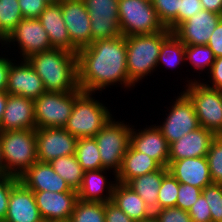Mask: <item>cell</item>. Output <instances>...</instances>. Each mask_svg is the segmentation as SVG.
<instances>
[{
	"label": "cell",
	"mask_w": 222,
	"mask_h": 222,
	"mask_svg": "<svg viewBox=\"0 0 222 222\" xmlns=\"http://www.w3.org/2000/svg\"><path fill=\"white\" fill-rule=\"evenodd\" d=\"M126 57V38L123 35L98 40L78 50L79 88L84 92L105 94L109 88L120 87L121 92L128 94L136 87L129 81Z\"/></svg>",
	"instance_id": "cell-1"
},
{
	"label": "cell",
	"mask_w": 222,
	"mask_h": 222,
	"mask_svg": "<svg viewBox=\"0 0 222 222\" xmlns=\"http://www.w3.org/2000/svg\"><path fill=\"white\" fill-rule=\"evenodd\" d=\"M26 60L42 79L46 92H73L79 88L77 53L53 48Z\"/></svg>",
	"instance_id": "cell-2"
},
{
	"label": "cell",
	"mask_w": 222,
	"mask_h": 222,
	"mask_svg": "<svg viewBox=\"0 0 222 222\" xmlns=\"http://www.w3.org/2000/svg\"><path fill=\"white\" fill-rule=\"evenodd\" d=\"M100 94L102 95V93L84 92L80 88L75 91L72 114L64 129L77 139L95 137L116 113L112 112L114 110L111 105L105 102Z\"/></svg>",
	"instance_id": "cell-3"
},
{
	"label": "cell",
	"mask_w": 222,
	"mask_h": 222,
	"mask_svg": "<svg viewBox=\"0 0 222 222\" xmlns=\"http://www.w3.org/2000/svg\"><path fill=\"white\" fill-rule=\"evenodd\" d=\"M171 33L172 31L165 28L153 34L125 37L127 72L129 81L135 87H138L145 79L152 78V75L156 73L161 45Z\"/></svg>",
	"instance_id": "cell-4"
},
{
	"label": "cell",
	"mask_w": 222,
	"mask_h": 222,
	"mask_svg": "<svg viewBox=\"0 0 222 222\" xmlns=\"http://www.w3.org/2000/svg\"><path fill=\"white\" fill-rule=\"evenodd\" d=\"M5 175L19 178L37 160L36 129L0 131Z\"/></svg>",
	"instance_id": "cell-5"
},
{
	"label": "cell",
	"mask_w": 222,
	"mask_h": 222,
	"mask_svg": "<svg viewBox=\"0 0 222 222\" xmlns=\"http://www.w3.org/2000/svg\"><path fill=\"white\" fill-rule=\"evenodd\" d=\"M115 115L95 135L94 139L98 145L102 167L118 173L121 168L122 159L130 146V135L132 124L130 121L122 120Z\"/></svg>",
	"instance_id": "cell-6"
},
{
	"label": "cell",
	"mask_w": 222,
	"mask_h": 222,
	"mask_svg": "<svg viewBox=\"0 0 222 222\" xmlns=\"http://www.w3.org/2000/svg\"><path fill=\"white\" fill-rule=\"evenodd\" d=\"M179 92L173 99H171L172 97L168 99L171 102H169L170 104L168 103L169 106H163L165 108L164 111L160 109L162 113L165 112V114H161L165 118L162 121L158 118L159 124H155L169 145L200 127L192 101L182 90Z\"/></svg>",
	"instance_id": "cell-7"
},
{
	"label": "cell",
	"mask_w": 222,
	"mask_h": 222,
	"mask_svg": "<svg viewBox=\"0 0 222 222\" xmlns=\"http://www.w3.org/2000/svg\"><path fill=\"white\" fill-rule=\"evenodd\" d=\"M180 88L192 101L199 125L222 135V91L206 86L202 81H193Z\"/></svg>",
	"instance_id": "cell-8"
},
{
	"label": "cell",
	"mask_w": 222,
	"mask_h": 222,
	"mask_svg": "<svg viewBox=\"0 0 222 222\" xmlns=\"http://www.w3.org/2000/svg\"><path fill=\"white\" fill-rule=\"evenodd\" d=\"M119 27L123 36L153 34L165 29L151 0H119Z\"/></svg>",
	"instance_id": "cell-9"
},
{
	"label": "cell",
	"mask_w": 222,
	"mask_h": 222,
	"mask_svg": "<svg viewBox=\"0 0 222 222\" xmlns=\"http://www.w3.org/2000/svg\"><path fill=\"white\" fill-rule=\"evenodd\" d=\"M3 48L12 50L10 53L14 54L16 59H27L35 53L53 49L48 34L38 18H23L10 32Z\"/></svg>",
	"instance_id": "cell-10"
},
{
	"label": "cell",
	"mask_w": 222,
	"mask_h": 222,
	"mask_svg": "<svg viewBox=\"0 0 222 222\" xmlns=\"http://www.w3.org/2000/svg\"><path fill=\"white\" fill-rule=\"evenodd\" d=\"M73 92H44L34 100L36 129L64 128L72 114Z\"/></svg>",
	"instance_id": "cell-11"
},
{
	"label": "cell",
	"mask_w": 222,
	"mask_h": 222,
	"mask_svg": "<svg viewBox=\"0 0 222 222\" xmlns=\"http://www.w3.org/2000/svg\"><path fill=\"white\" fill-rule=\"evenodd\" d=\"M90 15L91 43L121 36L119 0H83Z\"/></svg>",
	"instance_id": "cell-12"
},
{
	"label": "cell",
	"mask_w": 222,
	"mask_h": 222,
	"mask_svg": "<svg viewBox=\"0 0 222 222\" xmlns=\"http://www.w3.org/2000/svg\"><path fill=\"white\" fill-rule=\"evenodd\" d=\"M77 140L64 128L36 129L37 160L49 163L61 156L73 155Z\"/></svg>",
	"instance_id": "cell-13"
},
{
	"label": "cell",
	"mask_w": 222,
	"mask_h": 222,
	"mask_svg": "<svg viewBox=\"0 0 222 222\" xmlns=\"http://www.w3.org/2000/svg\"><path fill=\"white\" fill-rule=\"evenodd\" d=\"M63 19L71 40V52L91 44L90 15L83 0L60 1Z\"/></svg>",
	"instance_id": "cell-14"
},
{
	"label": "cell",
	"mask_w": 222,
	"mask_h": 222,
	"mask_svg": "<svg viewBox=\"0 0 222 222\" xmlns=\"http://www.w3.org/2000/svg\"><path fill=\"white\" fill-rule=\"evenodd\" d=\"M150 125L147 123L139 125L132 124L130 145L141 153L149 155L155 159L162 167H168L169 159V144L162 135L160 129L153 124L155 120L151 121ZM143 126V127H142ZM136 127V128H135Z\"/></svg>",
	"instance_id": "cell-15"
},
{
	"label": "cell",
	"mask_w": 222,
	"mask_h": 222,
	"mask_svg": "<svg viewBox=\"0 0 222 222\" xmlns=\"http://www.w3.org/2000/svg\"><path fill=\"white\" fill-rule=\"evenodd\" d=\"M6 92L36 100L45 91L40 76L26 59H15L10 66Z\"/></svg>",
	"instance_id": "cell-16"
},
{
	"label": "cell",
	"mask_w": 222,
	"mask_h": 222,
	"mask_svg": "<svg viewBox=\"0 0 222 222\" xmlns=\"http://www.w3.org/2000/svg\"><path fill=\"white\" fill-rule=\"evenodd\" d=\"M222 15L201 10L181 23L172 33L185 45H207Z\"/></svg>",
	"instance_id": "cell-17"
},
{
	"label": "cell",
	"mask_w": 222,
	"mask_h": 222,
	"mask_svg": "<svg viewBox=\"0 0 222 222\" xmlns=\"http://www.w3.org/2000/svg\"><path fill=\"white\" fill-rule=\"evenodd\" d=\"M43 220L69 222L78 200L77 192L33 191Z\"/></svg>",
	"instance_id": "cell-18"
},
{
	"label": "cell",
	"mask_w": 222,
	"mask_h": 222,
	"mask_svg": "<svg viewBox=\"0 0 222 222\" xmlns=\"http://www.w3.org/2000/svg\"><path fill=\"white\" fill-rule=\"evenodd\" d=\"M116 183V174L111 170L85 171L81 187L77 190L78 199L91 202H110Z\"/></svg>",
	"instance_id": "cell-19"
},
{
	"label": "cell",
	"mask_w": 222,
	"mask_h": 222,
	"mask_svg": "<svg viewBox=\"0 0 222 222\" xmlns=\"http://www.w3.org/2000/svg\"><path fill=\"white\" fill-rule=\"evenodd\" d=\"M4 220L6 222H41L43 220L33 191L20 180L11 188Z\"/></svg>",
	"instance_id": "cell-20"
},
{
	"label": "cell",
	"mask_w": 222,
	"mask_h": 222,
	"mask_svg": "<svg viewBox=\"0 0 222 222\" xmlns=\"http://www.w3.org/2000/svg\"><path fill=\"white\" fill-rule=\"evenodd\" d=\"M36 129L34 100L8 94L0 131Z\"/></svg>",
	"instance_id": "cell-21"
},
{
	"label": "cell",
	"mask_w": 222,
	"mask_h": 222,
	"mask_svg": "<svg viewBox=\"0 0 222 222\" xmlns=\"http://www.w3.org/2000/svg\"><path fill=\"white\" fill-rule=\"evenodd\" d=\"M167 168L174 178L182 184L192 185L203 190L213 183L206 156L168 161Z\"/></svg>",
	"instance_id": "cell-22"
},
{
	"label": "cell",
	"mask_w": 222,
	"mask_h": 222,
	"mask_svg": "<svg viewBox=\"0 0 222 222\" xmlns=\"http://www.w3.org/2000/svg\"><path fill=\"white\" fill-rule=\"evenodd\" d=\"M215 137L212 131L198 127L169 145L168 161L207 156L210 144Z\"/></svg>",
	"instance_id": "cell-23"
},
{
	"label": "cell",
	"mask_w": 222,
	"mask_h": 222,
	"mask_svg": "<svg viewBox=\"0 0 222 222\" xmlns=\"http://www.w3.org/2000/svg\"><path fill=\"white\" fill-rule=\"evenodd\" d=\"M19 180L31 191L77 192L69 187L49 163L37 161Z\"/></svg>",
	"instance_id": "cell-24"
},
{
	"label": "cell",
	"mask_w": 222,
	"mask_h": 222,
	"mask_svg": "<svg viewBox=\"0 0 222 222\" xmlns=\"http://www.w3.org/2000/svg\"><path fill=\"white\" fill-rule=\"evenodd\" d=\"M38 20L47 32L52 48L71 52V40L63 19L60 2L48 4Z\"/></svg>",
	"instance_id": "cell-25"
},
{
	"label": "cell",
	"mask_w": 222,
	"mask_h": 222,
	"mask_svg": "<svg viewBox=\"0 0 222 222\" xmlns=\"http://www.w3.org/2000/svg\"><path fill=\"white\" fill-rule=\"evenodd\" d=\"M161 167L155 159L136 151L130 145L122 159L121 168L116 174L117 182L127 184L131 179L152 173Z\"/></svg>",
	"instance_id": "cell-26"
},
{
	"label": "cell",
	"mask_w": 222,
	"mask_h": 222,
	"mask_svg": "<svg viewBox=\"0 0 222 222\" xmlns=\"http://www.w3.org/2000/svg\"><path fill=\"white\" fill-rule=\"evenodd\" d=\"M185 60L186 69L189 66L191 68H188L186 72H189V76L191 77L189 78L188 74L186 75L187 77L185 76V79H183L184 81L181 82L183 84L182 87L189 85L193 81H202L205 74L207 75L210 72L212 64L215 61V56L207 45H185Z\"/></svg>",
	"instance_id": "cell-27"
},
{
	"label": "cell",
	"mask_w": 222,
	"mask_h": 222,
	"mask_svg": "<svg viewBox=\"0 0 222 222\" xmlns=\"http://www.w3.org/2000/svg\"><path fill=\"white\" fill-rule=\"evenodd\" d=\"M111 202L135 222L152 215L143 199L126 184H115Z\"/></svg>",
	"instance_id": "cell-28"
},
{
	"label": "cell",
	"mask_w": 222,
	"mask_h": 222,
	"mask_svg": "<svg viewBox=\"0 0 222 222\" xmlns=\"http://www.w3.org/2000/svg\"><path fill=\"white\" fill-rule=\"evenodd\" d=\"M168 172V168L161 167L157 171L131 179L126 184L143 199L152 214L158 211V191Z\"/></svg>",
	"instance_id": "cell-29"
},
{
	"label": "cell",
	"mask_w": 222,
	"mask_h": 222,
	"mask_svg": "<svg viewBox=\"0 0 222 222\" xmlns=\"http://www.w3.org/2000/svg\"><path fill=\"white\" fill-rule=\"evenodd\" d=\"M183 66L186 67L185 44L171 33L161 45L156 74L159 75L160 68H166L168 71L174 69V74L178 68L181 71Z\"/></svg>",
	"instance_id": "cell-30"
},
{
	"label": "cell",
	"mask_w": 222,
	"mask_h": 222,
	"mask_svg": "<svg viewBox=\"0 0 222 222\" xmlns=\"http://www.w3.org/2000/svg\"><path fill=\"white\" fill-rule=\"evenodd\" d=\"M49 164L66 181L71 189L77 191L81 187L85 171L79 164L75 154L61 156L52 160Z\"/></svg>",
	"instance_id": "cell-31"
},
{
	"label": "cell",
	"mask_w": 222,
	"mask_h": 222,
	"mask_svg": "<svg viewBox=\"0 0 222 222\" xmlns=\"http://www.w3.org/2000/svg\"><path fill=\"white\" fill-rule=\"evenodd\" d=\"M75 156L84 171L104 169L94 137L79 138L76 143Z\"/></svg>",
	"instance_id": "cell-32"
},
{
	"label": "cell",
	"mask_w": 222,
	"mask_h": 222,
	"mask_svg": "<svg viewBox=\"0 0 222 222\" xmlns=\"http://www.w3.org/2000/svg\"><path fill=\"white\" fill-rule=\"evenodd\" d=\"M69 222H105V203L78 199Z\"/></svg>",
	"instance_id": "cell-33"
},
{
	"label": "cell",
	"mask_w": 222,
	"mask_h": 222,
	"mask_svg": "<svg viewBox=\"0 0 222 222\" xmlns=\"http://www.w3.org/2000/svg\"><path fill=\"white\" fill-rule=\"evenodd\" d=\"M158 19L170 31L177 28V15L180 0H151Z\"/></svg>",
	"instance_id": "cell-34"
},
{
	"label": "cell",
	"mask_w": 222,
	"mask_h": 222,
	"mask_svg": "<svg viewBox=\"0 0 222 222\" xmlns=\"http://www.w3.org/2000/svg\"><path fill=\"white\" fill-rule=\"evenodd\" d=\"M179 182L168 172L162 180L158 191V210L177 207Z\"/></svg>",
	"instance_id": "cell-35"
},
{
	"label": "cell",
	"mask_w": 222,
	"mask_h": 222,
	"mask_svg": "<svg viewBox=\"0 0 222 222\" xmlns=\"http://www.w3.org/2000/svg\"><path fill=\"white\" fill-rule=\"evenodd\" d=\"M206 157L212 182L222 184V135L212 140Z\"/></svg>",
	"instance_id": "cell-36"
},
{
	"label": "cell",
	"mask_w": 222,
	"mask_h": 222,
	"mask_svg": "<svg viewBox=\"0 0 222 222\" xmlns=\"http://www.w3.org/2000/svg\"><path fill=\"white\" fill-rule=\"evenodd\" d=\"M23 19L18 0H0V20L2 28L10 34Z\"/></svg>",
	"instance_id": "cell-37"
},
{
	"label": "cell",
	"mask_w": 222,
	"mask_h": 222,
	"mask_svg": "<svg viewBox=\"0 0 222 222\" xmlns=\"http://www.w3.org/2000/svg\"><path fill=\"white\" fill-rule=\"evenodd\" d=\"M211 212V222H222V184L212 183L202 190Z\"/></svg>",
	"instance_id": "cell-38"
},
{
	"label": "cell",
	"mask_w": 222,
	"mask_h": 222,
	"mask_svg": "<svg viewBox=\"0 0 222 222\" xmlns=\"http://www.w3.org/2000/svg\"><path fill=\"white\" fill-rule=\"evenodd\" d=\"M201 194V188L179 183L177 207L182 210L189 211L198 201Z\"/></svg>",
	"instance_id": "cell-39"
},
{
	"label": "cell",
	"mask_w": 222,
	"mask_h": 222,
	"mask_svg": "<svg viewBox=\"0 0 222 222\" xmlns=\"http://www.w3.org/2000/svg\"><path fill=\"white\" fill-rule=\"evenodd\" d=\"M19 181V178L4 175L0 176V220L5 219L11 188Z\"/></svg>",
	"instance_id": "cell-40"
},
{
	"label": "cell",
	"mask_w": 222,
	"mask_h": 222,
	"mask_svg": "<svg viewBox=\"0 0 222 222\" xmlns=\"http://www.w3.org/2000/svg\"><path fill=\"white\" fill-rule=\"evenodd\" d=\"M159 222H192L188 211L178 207H169L154 213Z\"/></svg>",
	"instance_id": "cell-41"
},
{
	"label": "cell",
	"mask_w": 222,
	"mask_h": 222,
	"mask_svg": "<svg viewBox=\"0 0 222 222\" xmlns=\"http://www.w3.org/2000/svg\"><path fill=\"white\" fill-rule=\"evenodd\" d=\"M188 213L192 222H211L210 208L203 194L200 195Z\"/></svg>",
	"instance_id": "cell-42"
},
{
	"label": "cell",
	"mask_w": 222,
	"mask_h": 222,
	"mask_svg": "<svg viewBox=\"0 0 222 222\" xmlns=\"http://www.w3.org/2000/svg\"><path fill=\"white\" fill-rule=\"evenodd\" d=\"M23 18H38L49 4L45 0H18Z\"/></svg>",
	"instance_id": "cell-43"
},
{
	"label": "cell",
	"mask_w": 222,
	"mask_h": 222,
	"mask_svg": "<svg viewBox=\"0 0 222 222\" xmlns=\"http://www.w3.org/2000/svg\"><path fill=\"white\" fill-rule=\"evenodd\" d=\"M201 10H203V7L200 0H180L177 27Z\"/></svg>",
	"instance_id": "cell-44"
},
{
	"label": "cell",
	"mask_w": 222,
	"mask_h": 222,
	"mask_svg": "<svg viewBox=\"0 0 222 222\" xmlns=\"http://www.w3.org/2000/svg\"><path fill=\"white\" fill-rule=\"evenodd\" d=\"M202 82L210 88L222 91V57L215 58L210 72L205 75V78L202 79Z\"/></svg>",
	"instance_id": "cell-45"
},
{
	"label": "cell",
	"mask_w": 222,
	"mask_h": 222,
	"mask_svg": "<svg viewBox=\"0 0 222 222\" xmlns=\"http://www.w3.org/2000/svg\"><path fill=\"white\" fill-rule=\"evenodd\" d=\"M3 49L4 48L0 46V91H6L9 69L11 63L16 59L13 55H11L10 51Z\"/></svg>",
	"instance_id": "cell-46"
},
{
	"label": "cell",
	"mask_w": 222,
	"mask_h": 222,
	"mask_svg": "<svg viewBox=\"0 0 222 222\" xmlns=\"http://www.w3.org/2000/svg\"><path fill=\"white\" fill-rule=\"evenodd\" d=\"M105 222H135L111 201L105 203Z\"/></svg>",
	"instance_id": "cell-47"
},
{
	"label": "cell",
	"mask_w": 222,
	"mask_h": 222,
	"mask_svg": "<svg viewBox=\"0 0 222 222\" xmlns=\"http://www.w3.org/2000/svg\"><path fill=\"white\" fill-rule=\"evenodd\" d=\"M207 46L213 51L215 58L222 57V19L211 34Z\"/></svg>",
	"instance_id": "cell-48"
},
{
	"label": "cell",
	"mask_w": 222,
	"mask_h": 222,
	"mask_svg": "<svg viewBox=\"0 0 222 222\" xmlns=\"http://www.w3.org/2000/svg\"><path fill=\"white\" fill-rule=\"evenodd\" d=\"M203 10L222 15V0H200Z\"/></svg>",
	"instance_id": "cell-49"
},
{
	"label": "cell",
	"mask_w": 222,
	"mask_h": 222,
	"mask_svg": "<svg viewBox=\"0 0 222 222\" xmlns=\"http://www.w3.org/2000/svg\"><path fill=\"white\" fill-rule=\"evenodd\" d=\"M7 98H8V93L6 91H0V124L4 110L6 108Z\"/></svg>",
	"instance_id": "cell-50"
},
{
	"label": "cell",
	"mask_w": 222,
	"mask_h": 222,
	"mask_svg": "<svg viewBox=\"0 0 222 222\" xmlns=\"http://www.w3.org/2000/svg\"><path fill=\"white\" fill-rule=\"evenodd\" d=\"M9 34L2 28L1 20H0V45L3 47L8 39Z\"/></svg>",
	"instance_id": "cell-51"
},
{
	"label": "cell",
	"mask_w": 222,
	"mask_h": 222,
	"mask_svg": "<svg viewBox=\"0 0 222 222\" xmlns=\"http://www.w3.org/2000/svg\"><path fill=\"white\" fill-rule=\"evenodd\" d=\"M5 175V166H4V161H3V156L1 152V147H0V176Z\"/></svg>",
	"instance_id": "cell-52"
},
{
	"label": "cell",
	"mask_w": 222,
	"mask_h": 222,
	"mask_svg": "<svg viewBox=\"0 0 222 222\" xmlns=\"http://www.w3.org/2000/svg\"><path fill=\"white\" fill-rule=\"evenodd\" d=\"M138 222H159L154 214H152L149 218L143 219L142 221Z\"/></svg>",
	"instance_id": "cell-53"
},
{
	"label": "cell",
	"mask_w": 222,
	"mask_h": 222,
	"mask_svg": "<svg viewBox=\"0 0 222 222\" xmlns=\"http://www.w3.org/2000/svg\"><path fill=\"white\" fill-rule=\"evenodd\" d=\"M45 1H47L50 4V3H59L61 0H45Z\"/></svg>",
	"instance_id": "cell-54"
},
{
	"label": "cell",
	"mask_w": 222,
	"mask_h": 222,
	"mask_svg": "<svg viewBox=\"0 0 222 222\" xmlns=\"http://www.w3.org/2000/svg\"><path fill=\"white\" fill-rule=\"evenodd\" d=\"M41 222H54V221L42 220Z\"/></svg>",
	"instance_id": "cell-55"
}]
</instances>
